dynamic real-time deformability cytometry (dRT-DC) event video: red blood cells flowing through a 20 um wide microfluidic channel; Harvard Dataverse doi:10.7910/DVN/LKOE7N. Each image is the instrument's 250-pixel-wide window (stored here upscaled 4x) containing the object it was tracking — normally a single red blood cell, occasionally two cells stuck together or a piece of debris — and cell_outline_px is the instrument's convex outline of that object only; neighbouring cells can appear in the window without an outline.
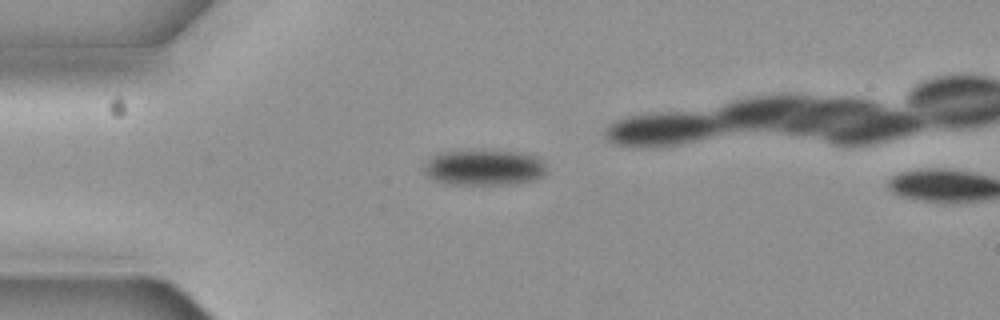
{"species": "common noctule bat (a hibernating species)", "species_latin": "Nyctalus noctula", "temperature_condition": "cold", "stored_images_in_passage": 4, "camera_frame_rate_fps": 3000, "um_per_image_px": 0.085, "animal": {"sex": "female", "body_mass_g": 19.3, "forearm_length_mm": 54.1}, "frame": {"image": 1, "passage_image": 3, "time_ms": 0.667, "image_size_px": [1000, 320], "cell_outline_px": [[548, 172], [544, 176], [536, 180], [520, 184], [448, 184], [432, 180], [428, 176], [424, 168], [424, 160], [440, 152], [512, 152], [536, 156], [544, 164]], "centroid_in_image_um": [41.16, 14.28], "position_along_channel_um": 43.8, "area_um2": 25.32}}